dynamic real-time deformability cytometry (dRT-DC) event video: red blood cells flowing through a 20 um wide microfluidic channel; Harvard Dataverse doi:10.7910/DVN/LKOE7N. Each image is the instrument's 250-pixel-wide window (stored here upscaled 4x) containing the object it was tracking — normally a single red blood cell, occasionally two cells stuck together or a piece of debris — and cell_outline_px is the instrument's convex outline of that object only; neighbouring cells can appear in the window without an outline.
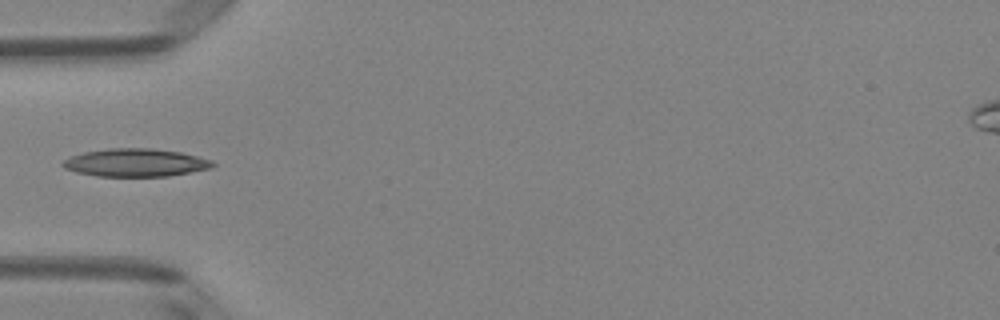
{"species": "Egyptian fruit bat (a non-hibernating species)", "species_latin": "Rousettus aegyptiacus", "temperature_condition": "room temperature", "stored_images_in_passage": 4, "camera_frame_rate_fps": 3000, "um_per_image_px": 0.085, "animal": {"sex": "female"}, "frame": {"image": 1, "passage_image": 4, "time_ms": 1.0, "image_size_px": [1000, 320], "cell_outline_px": [[216, 164], [212, 168], [168, 176], [96, 176], [76, 172], [64, 168], [60, 164], [64, 160], [72, 156], [84, 152], [108, 148], [148, 148], [180, 152], [212, 160]], "centroid_in_image_um": [11.51, 13.82], "position_along_channel_um": 73.5, "area_um2": 24.33}}